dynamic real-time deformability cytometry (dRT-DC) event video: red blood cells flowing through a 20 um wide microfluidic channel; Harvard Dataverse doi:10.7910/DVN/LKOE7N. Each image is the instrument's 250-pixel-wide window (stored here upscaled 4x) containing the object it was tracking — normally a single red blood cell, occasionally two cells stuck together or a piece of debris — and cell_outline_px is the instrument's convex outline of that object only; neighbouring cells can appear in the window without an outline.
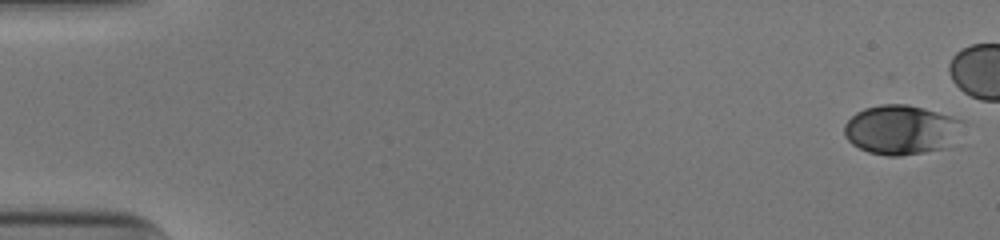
{"species": "human", "species_latin": "Homo sapiens", "temperature_condition": "cold", "stored_images_in_passage": 44, "camera_frame_rate_fps": 3000, "um_per_image_px": 0.085, "donor": {"sex": "male"}, "frame": {"image": 1, "passage_image": 1, "time_ms": 0.0, "image_size_px": [1000, 240], "cell_outline_px": [[972, 124], [944, 148], [924, 152], [900, 156], [888, 156], [868, 152], [852, 144], [844, 136], [844, 124], [856, 112], [864, 108], [880, 104], [908, 104], [924, 108], [952, 116], [964, 120]], "centroid_in_image_um": [76.67, 11.01], "position_along_channel_um": 8.3, "area_um2": 34.8}}
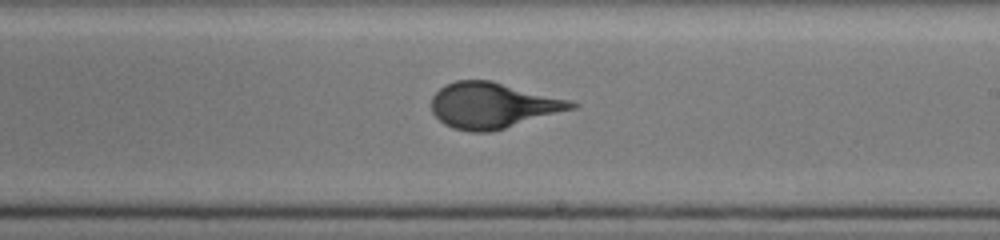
{"frame": {"image": 2, "passage_image": 32, "time_ms": 10.333, "image_size_px": [1000, 240], "cell_outline_px": [[580, 104], [576, 108], [504, 128], [488, 132], [472, 132], [452, 128], [444, 124], [432, 112], [432, 96], [444, 84], [456, 80], [492, 80], [568, 100]], "centroid_in_image_um": [41.85, 8.95], "position_along_channel_um": 247.2, "area_um2": 37.05}}
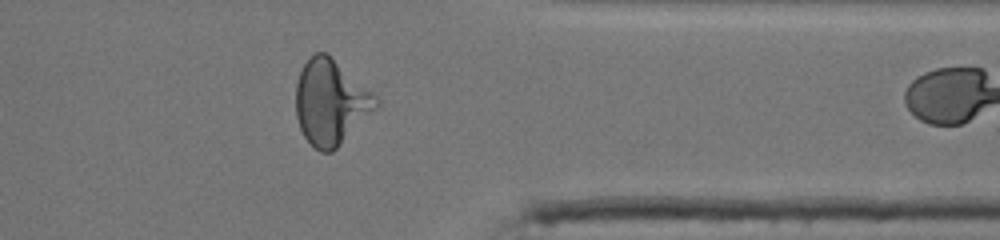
{"frame": {"image": 3, "passage_image": 43, "time_ms": 14.0, "image_size_px": [1000, 240], "cell_outline_px": [[380, 104], [332, 152], [320, 152], [304, 136], [300, 128], [296, 116], [296, 84], [300, 72], [304, 64], [316, 52], [324, 52], [372, 92], [380, 100]], "centroid_in_image_um": [28.09, 8.71], "position_along_channel_um": 383.3, "area_um2": 38.78}}